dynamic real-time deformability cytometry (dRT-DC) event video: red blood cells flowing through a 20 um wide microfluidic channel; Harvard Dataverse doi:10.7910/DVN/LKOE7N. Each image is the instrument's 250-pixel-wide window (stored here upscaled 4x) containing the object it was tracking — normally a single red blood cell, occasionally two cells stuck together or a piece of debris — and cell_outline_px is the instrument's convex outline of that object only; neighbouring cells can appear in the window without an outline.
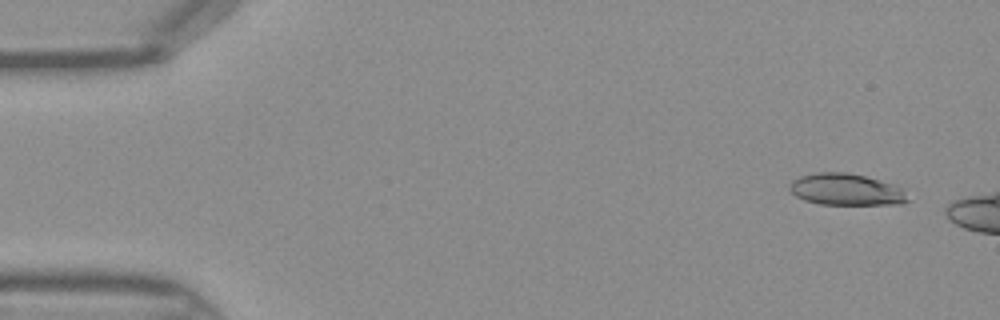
{"species": "Egyptian fruit bat (a non-hibernating species)", "species_latin": "Rousettus aegyptiacus", "temperature_condition": "warm", "stored_images_in_passage": 9, "camera_frame_rate_fps": 3000, "um_per_image_px": 0.085, "frame": {"image": 1, "passage_image": 1, "time_ms": 0.0, "image_size_px": [1000, 320], "cell_outline_px": [[908, 200], [900, 204], [820, 204], [804, 200], [796, 196], [788, 188], [788, 184], [792, 180], [800, 176], [816, 172], [848, 172], [864, 176], [892, 184], [900, 188]], "centroid_in_image_um": [71.83, 16.1], "position_along_channel_um": 13.2, "area_um2": 21.56}}